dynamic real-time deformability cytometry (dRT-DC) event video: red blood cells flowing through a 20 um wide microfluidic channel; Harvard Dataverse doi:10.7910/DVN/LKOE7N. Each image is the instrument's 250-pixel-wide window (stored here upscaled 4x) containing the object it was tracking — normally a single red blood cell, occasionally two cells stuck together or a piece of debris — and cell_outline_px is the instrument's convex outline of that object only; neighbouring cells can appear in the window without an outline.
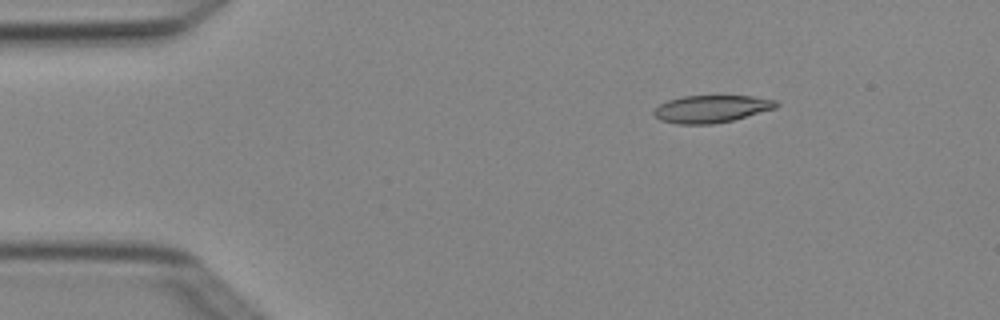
{"species": "Egyptian fruit bat (a non-hibernating species)", "species_latin": "Rousettus aegyptiacus", "temperature_condition": "cold", "stored_images_in_passage": 4, "camera_frame_rate_fps": 3000, "um_per_image_px": 0.085, "animal": {"sex": "female"}, "frame": {"image": 1, "passage_image": 2, "time_ms": 0.333, "image_size_px": [1000, 320], "cell_outline_px": [[780, 104], [776, 108], [732, 120], [712, 124], [676, 124], [660, 120], [652, 116], [652, 112], [660, 104], [668, 100], [684, 96], [752, 96], [776, 100]], "centroid_in_image_um": [60.44, 9.26], "position_along_channel_um": 24.6, "area_um2": 19.54}}